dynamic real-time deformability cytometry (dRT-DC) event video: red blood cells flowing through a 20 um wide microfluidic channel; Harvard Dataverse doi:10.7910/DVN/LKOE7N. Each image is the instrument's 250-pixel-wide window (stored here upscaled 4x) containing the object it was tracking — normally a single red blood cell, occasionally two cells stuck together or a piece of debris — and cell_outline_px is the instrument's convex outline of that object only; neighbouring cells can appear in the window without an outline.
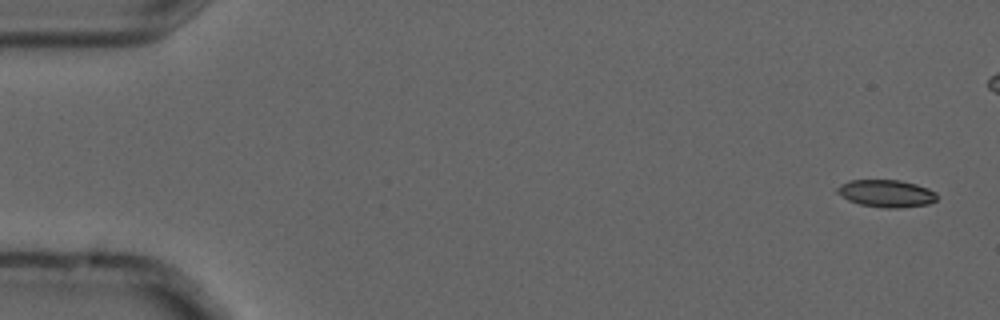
{"species": "common noctule bat (a hibernating species)", "species_latin": "Nyctalus noctula", "temperature_condition": "cold", "stored_images_in_passage": 6, "camera_frame_rate_fps": 3000, "um_per_image_px": 0.085, "animal": {"sex": "male", "forearm_length_mm": 52.5}, "frame": {"image": 1, "passage_image": 1, "time_ms": 0.0, "image_size_px": [1000, 320], "cell_outline_px": [[936, 200], [928, 204], [900, 208], [884, 208], [860, 204], [848, 200], [836, 192], [836, 188], [840, 184], [848, 180], [900, 180], [916, 184], [928, 188], [936, 192]], "centroid_in_image_um": [75.32, 16.44], "position_along_channel_um": 9.7, "area_um2": 15.95}}